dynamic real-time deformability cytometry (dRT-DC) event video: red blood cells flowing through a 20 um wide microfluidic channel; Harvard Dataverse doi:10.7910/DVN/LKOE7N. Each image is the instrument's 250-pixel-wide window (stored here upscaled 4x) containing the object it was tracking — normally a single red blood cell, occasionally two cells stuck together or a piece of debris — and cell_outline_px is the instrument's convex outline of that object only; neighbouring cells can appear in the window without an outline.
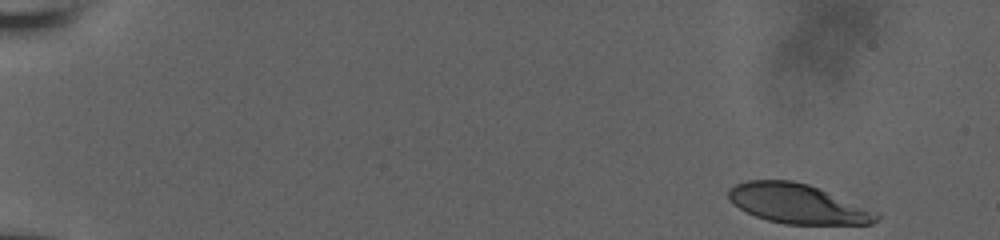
{"species": "human", "species_latin": "Homo sapiens", "temperature_condition": "room temperature", "stored_images_in_passage": 52, "camera_frame_rate_fps": 3000, "um_per_image_px": 0.085, "donor": {"sex": "male"}, "frame": {"image": 1, "passage_image": 1, "time_ms": 0.0, "image_size_px": [1000, 240], "cell_outline_px": [[880, 216], [872, 224], [784, 224], [768, 220], [756, 216], [732, 204], [728, 200], [728, 188], [736, 184], [748, 180], [792, 180], [808, 184], [820, 188], [880, 212]], "centroid_in_image_um": [67.82, 17.31], "position_along_channel_um": 17.2, "area_um2": 34.33}}
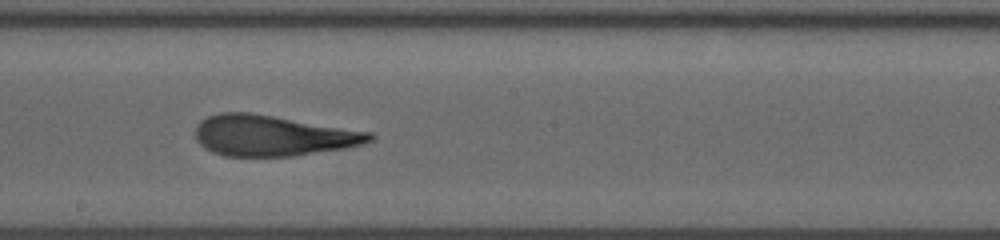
{"frame": {"image": 2, "passage_image": 30, "time_ms": 9.667, "image_size_px": [1000, 240], "cell_outline_px": [[376, 136], [372, 140], [360, 144], [344, 148], [292, 156], [224, 156], [212, 152], [204, 148], [196, 140], [196, 124], [200, 120], [208, 116], [220, 112], [252, 112], [372, 132]], "centroid_in_image_um": [23.14, 11.51], "position_along_channel_um": 225.1, "area_um2": 41.5}}
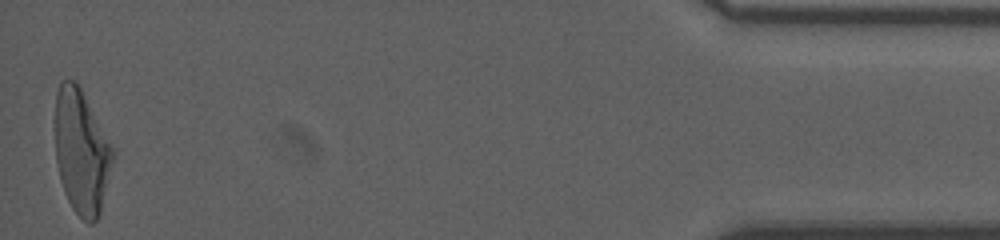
{"frame": {"image": 3, "passage_image": 52, "time_ms": 17.0, "image_size_px": [1000, 240], "cell_outline_px": [[116, 152], [100, 212], [96, 220], [92, 224], [88, 224], [72, 208], [64, 192], [60, 180], [56, 160], [56, 92], [60, 80], [76, 80]], "centroid_in_image_um": [6.94, 12.9], "position_along_channel_um": 428.3, "area_um2": 41.73}, "authors_computed_cell_mechanics": {"area_um2": 40.7201, "velocity_mm_per_s": 3.8422, "shape_relaxation_time_tau1_ms": 6.5365, "shape_relaxation_time_tau2_ms": 1.3988, "deformation_change_tau1": 0.25, "deformation_change_tau2": 0.1218}}